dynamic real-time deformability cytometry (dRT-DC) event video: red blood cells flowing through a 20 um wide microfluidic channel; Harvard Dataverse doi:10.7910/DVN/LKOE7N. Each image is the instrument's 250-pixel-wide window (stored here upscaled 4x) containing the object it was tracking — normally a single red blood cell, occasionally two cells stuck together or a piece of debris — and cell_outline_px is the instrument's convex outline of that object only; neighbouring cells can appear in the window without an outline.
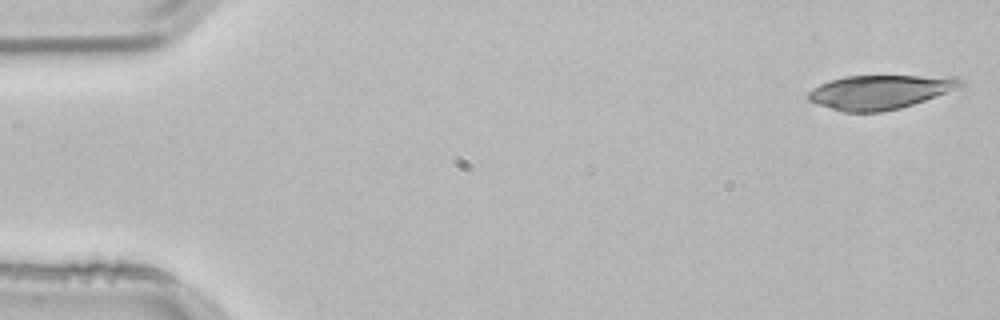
{"species": "common noctule bat (a hibernating species)", "species_latin": "Nyctalus noctula", "temperature_condition": "room temperature", "stored_images_in_passage": 12, "camera_frame_rate_fps": 3000, "um_per_image_px": 0.085, "animal": {"sex": "male", "body_mass_g": 21.5, "forearm_length_mm": 52.0}, "frame": {"image": 1, "passage_image": 1, "time_ms": 0.0, "image_size_px": [1000, 320], "cell_outline_px": [[964, 84], [924, 100], [900, 108], [880, 112], [844, 112], [808, 100], [808, 92], [812, 88], [820, 84], [844, 76], [920, 76], [964, 80]], "centroid_in_image_um": [74.68, 7.83], "position_along_channel_um": 10.3, "area_um2": 29.25}}